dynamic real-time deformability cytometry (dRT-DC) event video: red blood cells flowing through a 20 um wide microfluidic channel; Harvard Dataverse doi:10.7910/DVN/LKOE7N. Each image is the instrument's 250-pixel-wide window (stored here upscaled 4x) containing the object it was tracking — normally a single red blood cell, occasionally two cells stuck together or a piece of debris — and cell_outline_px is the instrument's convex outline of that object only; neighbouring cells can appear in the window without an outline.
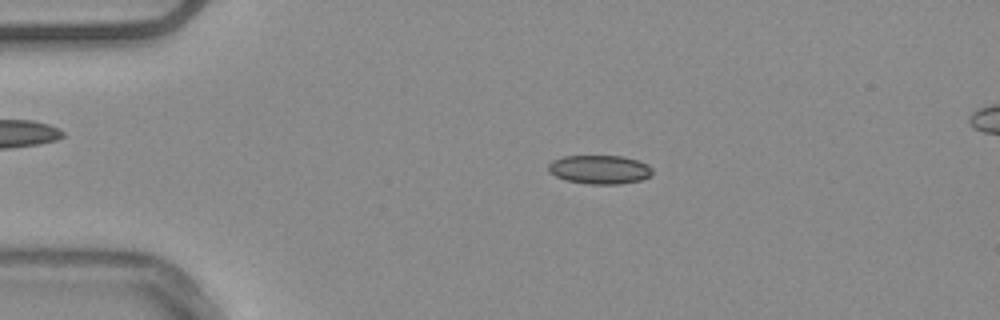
{"species": "common noctule bat (a hibernating species)", "species_latin": "Nyctalus noctula", "temperature_condition": "warm", "stored_images_in_passage": 54, "camera_frame_rate_fps": 3000, "um_per_image_px": 0.085, "animal": {"sex": "male", "body_mass_g": 20.4}, "frame": {"image": 1, "passage_image": 11, "time_ms": 3.333, "image_size_px": [1000, 320], "cell_outline_px": [[652, 172], [648, 176], [640, 180], [620, 184], [588, 184], [564, 180], [548, 172], [548, 164], [552, 160], [564, 156], [620, 156], [636, 160], [648, 164], [652, 168]], "centroid_in_image_um": [50.93, 14.41], "position_along_channel_um": 34.1, "area_um2": 17.46}}
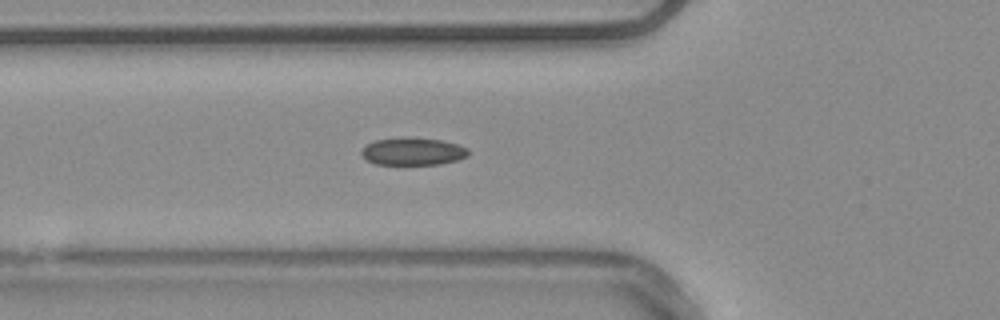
{"frame": {"image": 2, "passage_image": 19, "time_ms": 6.0, "image_size_px": [1000, 320], "cell_outline_px": [[468, 156], [456, 160], [440, 164], [376, 164], [368, 160], [360, 152], [368, 144], [376, 140], [404, 136], [440, 140], [456, 144], [468, 148]], "centroid_in_image_um": [35.1, 12.86], "position_along_channel_um": 90.7, "area_um2": 16.99}}
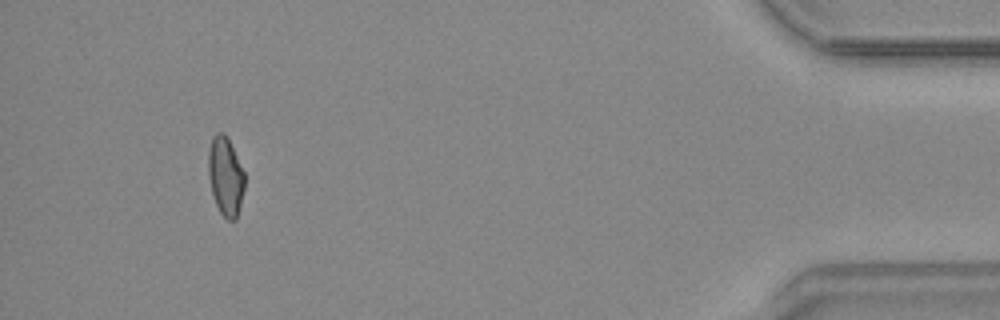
{"frame": {"image": 3, "passage_image": 50, "time_ms": 16.333, "image_size_px": [1000, 320], "cell_outline_px": [[244, 188], [236, 220], [228, 220], [220, 212], [216, 204], [212, 192], [208, 176], [208, 152], [212, 136], [216, 132], [224, 132], [244, 172]], "centroid_in_image_um": [19.15, 14.98], "position_along_channel_um": 416.1, "area_um2": 16.42}, "authors_computed_cell_mechanics": {"area_um2": 16.9932, "velocity_mm_per_s": 3.7879, "shape_relaxation_time_tau1_ms": null, "shape_relaxation_time_tau2_ms": 2.45, "deformation_change_tau1": null, "deformation_change_tau2": 0.0626}}